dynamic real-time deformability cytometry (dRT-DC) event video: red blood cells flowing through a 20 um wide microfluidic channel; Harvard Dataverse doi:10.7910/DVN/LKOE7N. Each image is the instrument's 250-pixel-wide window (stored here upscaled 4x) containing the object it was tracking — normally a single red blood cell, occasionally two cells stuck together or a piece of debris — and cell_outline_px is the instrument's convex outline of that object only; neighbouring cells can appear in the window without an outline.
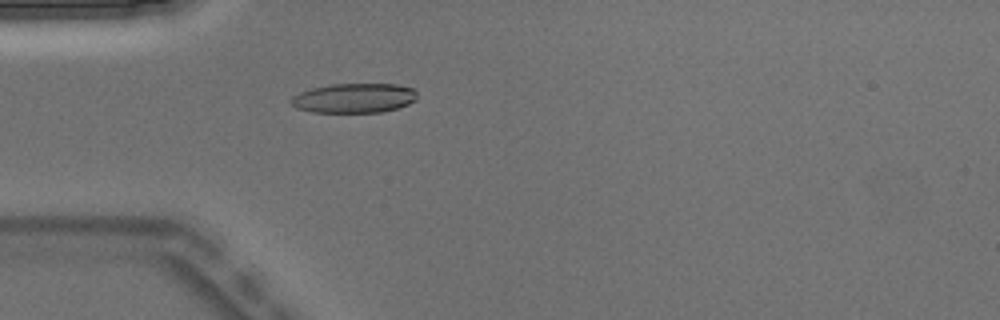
{"species": "Egyptian fruit bat (a non-hibernating species)", "species_latin": "Rousettus aegyptiacus", "temperature_condition": "warm", "stored_images_in_passage": 3, "camera_frame_rate_fps": 3000, "um_per_image_px": 0.085, "animal": {"sex": "male"}, "frame": {"image": 1, "passage_image": 3, "time_ms": 0.667, "image_size_px": [1000, 320], "cell_outline_px": [[416, 100], [408, 104], [396, 108], [380, 112], [312, 112], [296, 108], [288, 100], [292, 96], [300, 92], [312, 88], [332, 84], [396, 84], [412, 88], [416, 92]], "centroid_in_image_um": [30.07, 8.33], "position_along_channel_um": 54.9, "area_um2": 21.68}}